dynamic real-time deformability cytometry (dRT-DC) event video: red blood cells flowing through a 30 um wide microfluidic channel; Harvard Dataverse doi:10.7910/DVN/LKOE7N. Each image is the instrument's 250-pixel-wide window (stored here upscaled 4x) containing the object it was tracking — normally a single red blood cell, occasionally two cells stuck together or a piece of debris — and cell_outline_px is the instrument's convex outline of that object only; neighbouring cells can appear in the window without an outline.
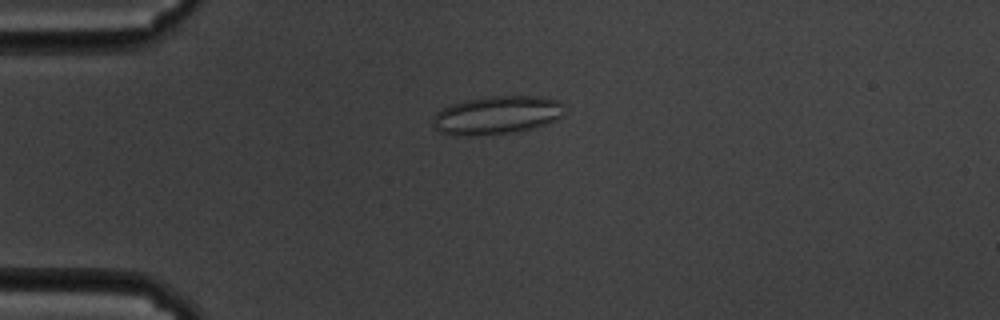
{"species": "common noctule bat (a hibernating species)", "species_latin": "Nyctalus noctula", "temperature_condition": "cold", "stored_images_in_passage": 54, "camera_frame_rate_fps": 3000, "um_per_image_px": 0.085, "animal": {"sex": "male", "body_mass_g": 19.5, "forearm_length_mm": 54.6}, "frame": {"image": 1, "passage_image": 9, "time_ms": 2.667, "image_size_px": [1000, 320], "cell_outline_px": [[564, 116], [556, 120], [532, 128], [516, 132], [476, 136], [468, 136], [440, 132], [432, 124], [432, 116], [436, 112], [452, 104], [464, 100], [484, 96], [540, 96], [560, 100], [564, 104]], "centroid_in_image_um": [42.26, 9.77], "position_along_channel_um": 42.7, "area_um2": 29.71}}
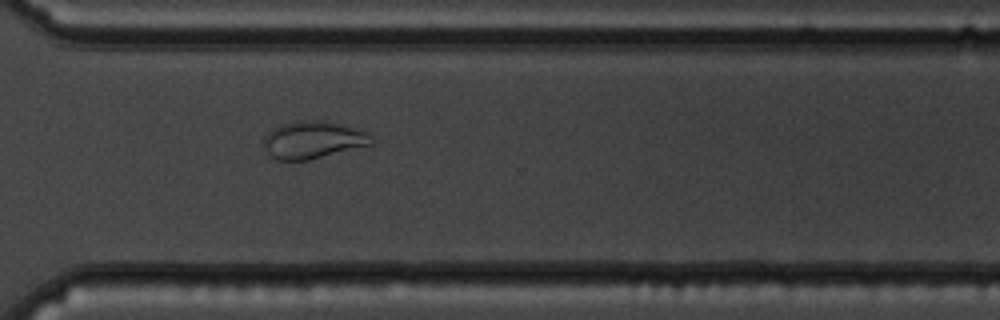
{"frame": {"image": 2, "passage_image": 38, "time_ms": 12.333, "image_size_px": [1000, 320], "cell_outline_px": [[372, 148], [308, 160], [276, 160], [264, 148], [264, 136], [268, 132], [284, 124], [296, 120], [328, 120], [360, 128], [368, 132], [372, 144]], "centroid_in_image_um": [26.75, 11.9], "position_along_channel_um": 343.9, "area_um2": 24.39}}
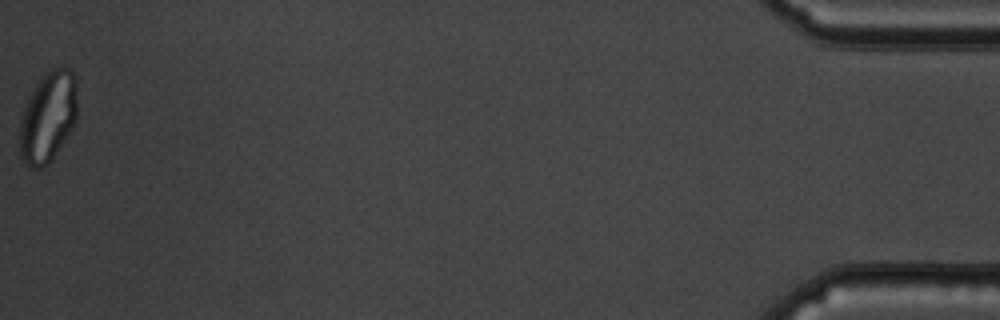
{"frame": {"image": 3, "passage_image": 54, "time_ms": 17.667, "image_size_px": [1000, 320], "cell_outline_px": [[76, 120], [72, 128], [48, 164], [40, 168], [32, 168], [20, 156], [20, 120], [24, 104], [28, 96], [40, 76], [48, 68], [60, 64], [72, 68], [76, 76]], "centroid_in_image_um": [4.08, 9.82], "position_along_channel_um": 431.1, "area_um2": 30.98}, "authors_computed_cell_mechanics": {"area_um2": 26.2123, "velocity_mm_per_s": 3.3685, "shape_relaxation_time_tau1_ms": null, "shape_relaxation_time_tau2_ms": 1.5249, "deformation_change_tau1": null, "deformation_change_tau2": 0.0814}}